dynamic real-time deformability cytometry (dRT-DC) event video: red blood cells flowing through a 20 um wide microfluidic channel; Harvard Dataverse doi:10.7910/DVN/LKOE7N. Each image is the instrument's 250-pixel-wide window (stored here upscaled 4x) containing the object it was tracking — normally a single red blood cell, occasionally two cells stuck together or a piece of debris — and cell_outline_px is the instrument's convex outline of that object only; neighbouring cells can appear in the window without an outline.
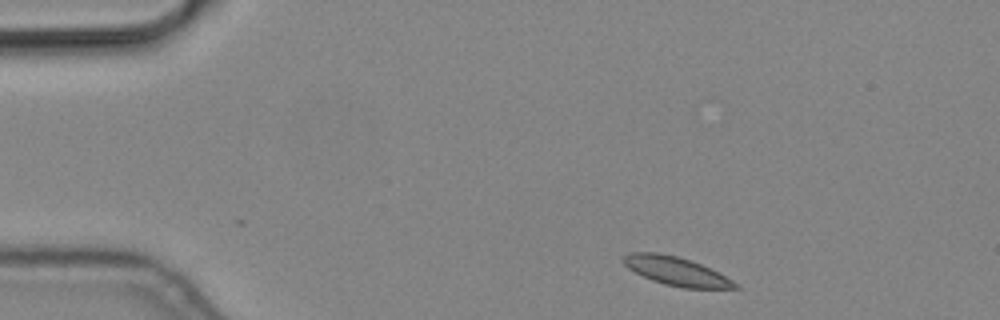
{"species": "common noctule bat (a hibernating species)", "species_latin": "Nyctalus noctula", "temperature_condition": "cold", "stored_images_in_passage": 4, "camera_frame_rate_fps": 3000, "um_per_image_px": 0.085, "animal": {"sex": "male", "body_mass_g": 19.2, "forearm_length_mm": 51.8}, "frame": {"image": 1, "passage_image": 1, "time_ms": 0.0, "image_size_px": [1000, 320], "cell_outline_px": [[744, 288], [684, 288], [664, 284], [652, 280], [628, 268], [624, 264], [624, 256], [628, 252], [660, 252], [676, 256], [700, 264], [740, 284]], "centroid_in_image_um": [57.48, 23.05], "position_along_channel_um": 27.5, "area_um2": 18.32}}